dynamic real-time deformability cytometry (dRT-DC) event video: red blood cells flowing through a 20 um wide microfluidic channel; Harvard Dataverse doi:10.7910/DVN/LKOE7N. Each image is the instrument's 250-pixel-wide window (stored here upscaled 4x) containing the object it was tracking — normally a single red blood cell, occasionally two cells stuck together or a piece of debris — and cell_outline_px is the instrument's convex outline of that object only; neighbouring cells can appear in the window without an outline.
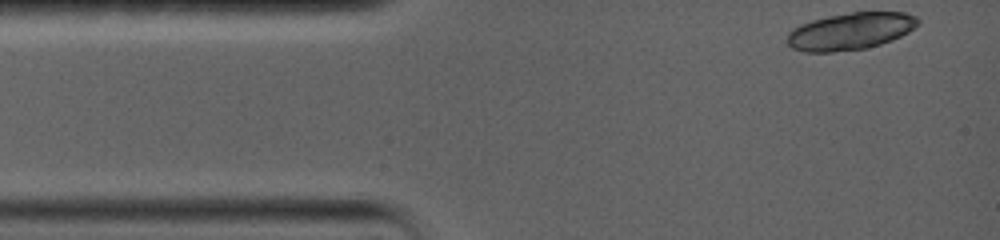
{"species": "common noctule bat (a hibernating species)", "species_latin": "Nyctalus noctula", "temperature_condition": "warm", "stored_images_in_passage": 11, "camera_frame_rate_fps": 5000, "um_per_image_px": 0.085, "animal": {"sex": "female", "body_mass_g": 19.0, "forearm_length_mm": 56.7}, "frame": {"image": 1, "passage_image": 1, "time_ms": 0.0, "image_size_px": [1000, 240], "cell_outline_px": [[920, 24], [908, 32], [892, 40], [880, 44], [864, 48], [832, 52], [804, 52], [792, 48], [788, 44], [788, 32], [792, 28], [800, 24], [812, 20], [828, 16], [852, 12], [904, 12], [916, 16], [920, 20]], "centroid_in_image_um": [72.29, 2.65], "position_along_channel_um": 12.7, "area_um2": 28.26}}